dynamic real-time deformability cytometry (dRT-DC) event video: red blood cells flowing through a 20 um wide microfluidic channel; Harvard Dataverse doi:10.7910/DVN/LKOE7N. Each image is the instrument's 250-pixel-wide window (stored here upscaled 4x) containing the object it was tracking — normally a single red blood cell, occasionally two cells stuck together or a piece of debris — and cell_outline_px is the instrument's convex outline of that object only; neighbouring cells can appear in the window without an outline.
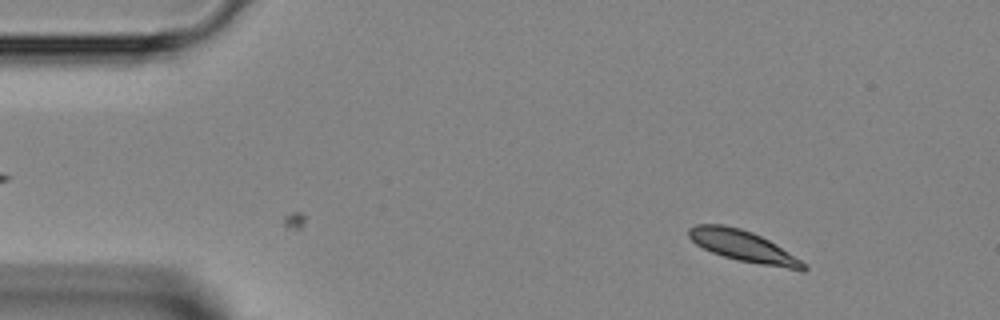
{"species": "Egyptian fruit bat (a non-hibernating species)", "species_latin": "Rousettus aegyptiacus", "temperature_condition": "room temperature", "stored_images_in_passage": 36, "camera_frame_rate_fps": 3000, "um_per_image_px": 0.085, "animal": {"sex": "female"}, "frame": {"image": 1, "passage_image": 1, "time_ms": 0.0, "image_size_px": [1000, 320], "cell_outline_px": [[808, 268], [804, 272], [800, 272], [740, 260], [724, 256], [712, 252], [696, 244], [688, 236], [688, 228], [696, 224], [724, 224], [740, 228], [752, 232], [776, 244], [808, 264]], "centroid_in_image_um": [63.24, 20.94], "position_along_channel_um": 21.8, "area_um2": 20.92}}
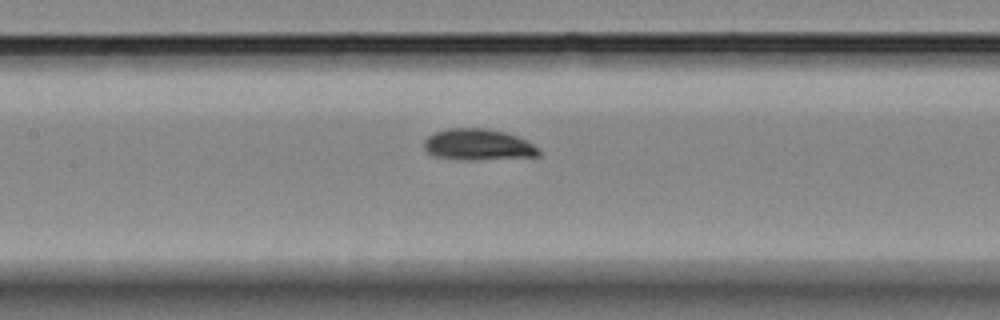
{"frame": {"image": 2, "passage_image": 15, "time_ms": 4.667, "image_size_px": [1000, 320], "cell_outline_px": [[540, 156], [480, 160], [456, 160], [432, 156], [424, 148], [424, 140], [428, 136], [436, 132], [448, 128], [488, 128], [504, 132], [516, 136], [540, 148]], "centroid_in_image_um": [40.62, 12.31], "position_along_channel_um": 166.8, "area_um2": 21.15}}
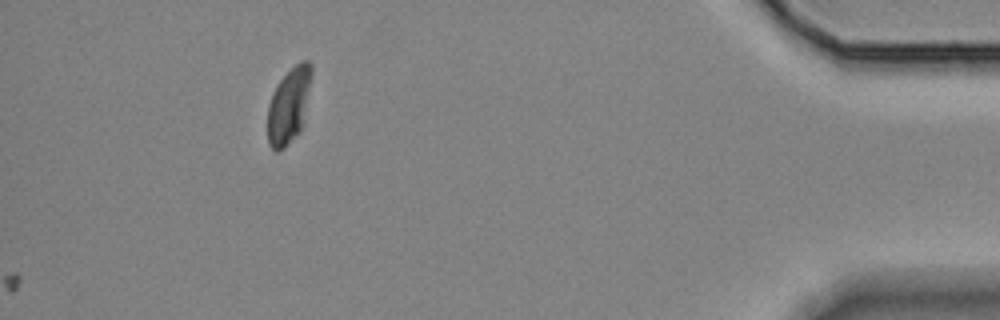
{"frame": {"image": 3, "passage_image": 36, "time_ms": 11.667, "image_size_px": [1000, 320], "cell_outline_px": [[312, 76], [304, 124], [300, 132], [280, 152], [276, 152], [268, 144], [268, 104], [272, 92], [280, 80], [300, 60], [308, 60], [312, 64]], "centroid_in_image_um": [24.57, 8.98], "position_along_channel_um": 410.6, "area_um2": 19.77}}